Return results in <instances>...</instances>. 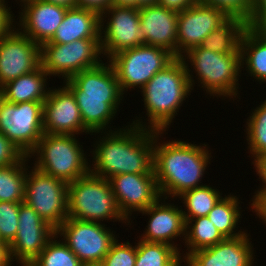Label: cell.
I'll return each mask as SVG.
<instances>
[{"label": "cell", "instance_id": "23", "mask_svg": "<svg viewBox=\"0 0 266 266\" xmlns=\"http://www.w3.org/2000/svg\"><path fill=\"white\" fill-rule=\"evenodd\" d=\"M101 16L85 8H68L54 36L45 43L66 44L84 38H101Z\"/></svg>", "mask_w": 266, "mask_h": 266}, {"label": "cell", "instance_id": "34", "mask_svg": "<svg viewBox=\"0 0 266 266\" xmlns=\"http://www.w3.org/2000/svg\"><path fill=\"white\" fill-rule=\"evenodd\" d=\"M20 203L0 201V240L10 244L18 231Z\"/></svg>", "mask_w": 266, "mask_h": 266}, {"label": "cell", "instance_id": "7", "mask_svg": "<svg viewBox=\"0 0 266 266\" xmlns=\"http://www.w3.org/2000/svg\"><path fill=\"white\" fill-rule=\"evenodd\" d=\"M185 54L180 58L185 63L190 60L201 88L203 87L207 94L230 99L237 97L239 73L242 71L241 53L222 54L196 46Z\"/></svg>", "mask_w": 266, "mask_h": 266}, {"label": "cell", "instance_id": "43", "mask_svg": "<svg viewBox=\"0 0 266 266\" xmlns=\"http://www.w3.org/2000/svg\"><path fill=\"white\" fill-rule=\"evenodd\" d=\"M254 164V168L256 169V173L261 178L263 184L255 193H266V156L257 159L256 161L252 162Z\"/></svg>", "mask_w": 266, "mask_h": 266}, {"label": "cell", "instance_id": "1", "mask_svg": "<svg viewBox=\"0 0 266 266\" xmlns=\"http://www.w3.org/2000/svg\"><path fill=\"white\" fill-rule=\"evenodd\" d=\"M141 123L139 118L126 129L103 132L105 137L100 136L95 150L90 151L94 162L93 167L89 165L90 173L107 180L124 173L154 174V134L157 131Z\"/></svg>", "mask_w": 266, "mask_h": 266}, {"label": "cell", "instance_id": "16", "mask_svg": "<svg viewBox=\"0 0 266 266\" xmlns=\"http://www.w3.org/2000/svg\"><path fill=\"white\" fill-rule=\"evenodd\" d=\"M15 30V31H14ZM41 66L40 45L13 28L0 38V88Z\"/></svg>", "mask_w": 266, "mask_h": 266}, {"label": "cell", "instance_id": "35", "mask_svg": "<svg viewBox=\"0 0 266 266\" xmlns=\"http://www.w3.org/2000/svg\"><path fill=\"white\" fill-rule=\"evenodd\" d=\"M118 241L116 239L112 243L109 252L102 261L103 266H135L136 244L132 246L128 241L124 243Z\"/></svg>", "mask_w": 266, "mask_h": 266}, {"label": "cell", "instance_id": "21", "mask_svg": "<svg viewBox=\"0 0 266 266\" xmlns=\"http://www.w3.org/2000/svg\"><path fill=\"white\" fill-rule=\"evenodd\" d=\"M247 234L194 251L186 260L192 266H253L254 251Z\"/></svg>", "mask_w": 266, "mask_h": 266}, {"label": "cell", "instance_id": "37", "mask_svg": "<svg viewBox=\"0 0 266 266\" xmlns=\"http://www.w3.org/2000/svg\"><path fill=\"white\" fill-rule=\"evenodd\" d=\"M24 154L0 132V167L16 164Z\"/></svg>", "mask_w": 266, "mask_h": 266}, {"label": "cell", "instance_id": "38", "mask_svg": "<svg viewBox=\"0 0 266 266\" xmlns=\"http://www.w3.org/2000/svg\"><path fill=\"white\" fill-rule=\"evenodd\" d=\"M247 28L263 35L266 33V0H254L253 12L247 20Z\"/></svg>", "mask_w": 266, "mask_h": 266}, {"label": "cell", "instance_id": "46", "mask_svg": "<svg viewBox=\"0 0 266 266\" xmlns=\"http://www.w3.org/2000/svg\"><path fill=\"white\" fill-rule=\"evenodd\" d=\"M46 2H50L52 4L61 5L66 8H74L76 7V0H44Z\"/></svg>", "mask_w": 266, "mask_h": 266}, {"label": "cell", "instance_id": "29", "mask_svg": "<svg viewBox=\"0 0 266 266\" xmlns=\"http://www.w3.org/2000/svg\"><path fill=\"white\" fill-rule=\"evenodd\" d=\"M27 160L24 155L16 164L0 167V201L24 202Z\"/></svg>", "mask_w": 266, "mask_h": 266}, {"label": "cell", "instance_id": "30", "mask_svg": "<svg viewBox=\"0 0 266 266\" xmlns=\"http://www.w3.org/2000/svg\"><path fill=\"white\" fill-rule=\"evenodd\" d=\"M138 241L135 266H175L181 260V253L173 246L141 239Z\"/></svg>", "mask_w": 266, "mask_h": 266}, {"label": "cell", "instance_id": "40", "mask_svg": "<svg viewBox=\"0 0 266 266\" xmlns=\"http://www.w3.org/2000/svg\"><path fill=\"white\" fill-rule=\"evenodd\" d=\"M113 5V0H76V7L85 8L100 16Z\"/></svg>", "mask_w": 266, "mask_h": 266}, {"label": "cell", "instance_id": "10", "mask_svg": "<svg viewBox=\"0 0 266 266\" xmlns=\"http://www.w3.org/2000/svg\"><path fill=\"white\" fill-rule=\"evenodd\" d=\"M24 202L57 229L68 218V183L33 166L27 169Z\"/></svg>", "mask_w": 266, "mask_h": 266}, {"label": "cell", "instance_id": "15", "mask_svg": "<svg viewBox=\"0 0 266 266\" xmlns=\"http://www.w3.org/2000/svg\"><path fill=\"white\" fill-rule=\"evenodd\" d=\"M230 16L223 10L197 2L178 12L176 57L200 46L213 30L223 25Z\"/></svg>", "mask_w": 266, "mask_h": 266}, {"label": "cell", "instance_id": "47", "mask_svg": "<svg viewBox=\"0 0 266 266\" xmlns=\"http://www.w3.org/2000/svg\"><path fill=\"white\" fill-rule=\"evenodd\" d=\"M83 266H103L102 263H87V264H83Z\"/></svg>", "mask_w": 266, "mask_h": 266}, {"label": "cell", "instance_id": "33", "mask_svg": "<svg viewBox=\"0 0 266 266\" xmlns=\"http://www.w3.org/2000/svg\"><path fill=\"white\" fill-rule=\"evenodd\" d=\"M57 237L55 234L28 266H83L63 240H55Z\"/></svg>", "mask_w": 266, "mask_h": 266}, {"label": "cell", "instance_id": "44", "mask_svg": "<svg viewBox=\"0 0 266 266\" xmlns=\"http://www.w3.org/2000/svg\"><path fill=\"white\" fill-rule=\"evenodd\" d=\"M159 0H113V5L141 8L158 4Z\"/></svg>", "mask_w": 266, "mask_h": 266}, {"label": "cell", "instance_id": "31", "mask_svg": "<svg viewBox=\"0 0 266 266\" xmlns=\"http://www.w3.org/2000/svg\"><path fill=\"white\" fill-rule=\"evenodd\" d=\"M221 195L219 190L217 191L208 185L188 190L179 195L178 198L181 197L180 200L184 201L185 210L187 209V212L182 209L185 222L189 219L207 216L222 198Z\"/></svg>", "mask_w": 266, "mask_h": 266}, {"label": "cell", "instance_id": "39", "mask_svg": "<svg viewBox=\"0 0 266 266\" xmlns=\"http://www.w3.org/2000/svg\"><path fill=\"white\" fill-rule=\"evenodd\" d=\"M6 5V3H0V38L15 28L13 22L15 23L16 21H14L13 13L10 11L11 8Z\"/></svg>", "mask_w": 266, "mask_h": 266}, {"label": "cell", "instance_id": "28", "mask_svg": "<svg viewBox=\"0 0 266 266\" xmlns=\"http://www.w3.org/2000/svg\"><path fill=\"white\" fill-rule=\"evenodd\" d=\"M228 196V197H227ZM222 197L207 215L208 219L212 221L214 226L225 238H236L246 232L237 231L238 221L241 218V211L239 207V199L233 194ZM236 230V231H234Z\"/></svg>", "mask_w": 266, "mask_h": 266}, {"label": "cell", "instance_id": "42", "mask_svg": "<svg viewBox=\"0 0 266 266\" xmlns=\"http://www.w3.org/2000/svg\"><path fill=\"white\" fill-rule=\"evenodd\" d=\"M197 2L198 0H159L158 4L167 9L180 12L191 7Z\"/></svg>", "mask_w": 266, "mask_h": 266}, {"label": "cell", "instance_id": "25", "mask_svg": "<svg viewBox=\"0 0 266 266\" xmlns=\"http://www.w3.org/2000/svg\"><path fill=\"white\" fill-rule=\"evenodd\" d=\"M240 51L241 68L245 65L251 77L266 82V36L247 28L241 38Z\"/></svg>", "mask_w": 266, "mask_h": 266}, {"label": "cell", "instance_id": "45", "mask_svg": "<svg viewBox=\"0 0 266 266\" xmlns=\"http://www.w3.org/2000/svg\"><path fill=\"white\" fill-rule=\"evenodd\" d=\"M11 262L9 245L0 241V266H11Z\"/></svg>", "mask_w": 266, "mask_h": 266}, {"label": "cell", "instance_id": "12", "mask_svg": "<svg viewBox=\"0 0 266 266\" xmlns=\"http://www.w3.org/2000/svg\"><path fill=\"white\" fill-rule=\"evenodd\" d=\"M93 221L67 218L57 229L70 250L83 263H102L112 243L118 238L111 229Z\"/></svg>", "mask_w": 266, "mask_h": 266}, {"label": "cell", "instance_id": "11", "mask_svg": "<svg viewBox=\"0 0 266 266\" xmlns=\"http://www.w3.org/2000/svg\"><path fill=\"white\" fill-rule=\"evenodd\" d=\"M43 103H10L0 98V132L29 156L43 132Z\"/></svg>", "mask_w": 266, "mask_h": 266}, {"label": "cell", "instance_id": "24", "mask_svg": "<svg viewBox=\"0 0 266 266\" xmlns=\"http://www.w3.org/2000/svg\"><path fill=\"white\" fill-rule=\"evenodd\" d=\"M47 72L40 66L0 88L1 98L10 103L44 102L50 91L46 87Z\"/></svg>", "mask_w": 266, "mask_h": 266}, {"label": "cell", "instance_id": "2", "mask_svg": "<svg viewBox=\"0 0 266 266\" xmlns=\"http://www.w3.org/2000/svg\"><path fill=\"white\" fill-rule=\"evenodd\" d=\"M163 133L157 131L154 134L153 171L164 200L204 186L200 181L210 163L211 153L206 144L197 146L181 140L158 143L159 135Z\"/></svg>", "mask_w": 266, "mask_h": 266}, {"label": "cell", "instance_id": "36", "mask_svg": "<svg viewBox=\"0 0 266 266\" xmlns=\"http://www.w3.org/2000/svg\"><path fill=\"white\" fill-rule=\"evenodd\" d=\"M199 3L223 9L230 17L248 20L253 12L254 0H198Z\"/></svg>", "mask_w": 266, "mask_h": 266}, {"label": "cell", "instance_id": "4", "mask_svg": "<svg viewBox=\"0 0 266 266\" xmlns=\"http://www.w3.org/2000/svg\"><path fill=\"white\" fill-rule=\"evenodd\" d=\"M189 69L188 63L176 57L141 88L150 124L148 129L165 132L169 128L183 101L194 88V78Z\"/></svg>", "mask_w": 266, "mask_h": 266}, {"label": "cell", "instance_id": "6", "mask_svg": "<svg viewBox=\"0 0 266 266\" xmlns=\"http://www.w3.org/2000/svg\"><path fill=\"white\" fill-rule=\"evenodd\" d=\"M75 135L44 133L28 156L34 155V167L45 174L70 183L90 172L88 159Z\"/></svg>", "mask_w": 266, "mask_h": 266}, {"label": "cell", "instance_id": "26", "mask_svg": "<svg viewBox=\"0 0 266 266\" xmlns=\"http://www.w3.org/2000/svg\"><path fill=\"white\" fill-rule=\"evenodd\" d=\"M246 29V20L240 17H230L218 29L208 34L200 46L216 53H241L240 42Z\"/></svg>", "mask_w": 266, "mask_h": 266}, {"label": "cell", "instance_id": "32", "mask_svg": "<svg viewBox=\"0 0 266 266\" xmlns=\"http://www.w3.org/2000/svg\"><path fill=\"white\" fill-rule=\"evenodd\" d=\"M246 140L253 162L266 156V100L247 119Z\"/></svg>", "mask_w": 266, "mask_h": 266}, {"label": "cell", "instance_id": "3", "mask_svg": "<svg viewBox=\"0 0 266 266\" xmlns=\"http://www.w3.org/2000/svg\"><path fill=\"white\" fill-rule=\"evenodd\" d=\"M63 83L74 94L84 127L92 135L106 132L124 95L111 63L102 62L73 75Z\"/></svg>", "mask_w": 266, "mask_h": 266}, {"label": "cell", "instance_id": "17", "mask_svg": "<svg viewBox=\"0 0 266 266\" xmlns=\"http://www.w3.org/2000/svg\"><path fill=\"white\" fill-rule=\"evenodd\" d=\"M108 180L118 208L128 221L132 212L146 210L161 198L154 174L124 173Z\"/></svg>", "mask_w": 266, "mask_h": 266}, {"label": "cell", "instance_id": "18", "mask_svg": "<svg viewBox=\"0 0 266 266\" xmlns=\"http://www.w3.org/2000/svg\"><path fill=\"white\" fill-rule=\"evenodd\" d=\"M43 132L76 135L90 132L84 127L80 109L73 92L64 84L50 89L43 103Z\"/></svg>", "mask_w": 266, "mask_h": 266}, {"label": "cell", "instance_id": "14", "mask_svg": "<svg viewBox=\"0 0 266 266\" xmlns=\"http://www.w3.org/2000/svg\"><path fill=\"white\" fill-rule=\"evenodd\" d=\"M18 231L9 244L12 262L28 266L56 234V229L44 221L26 202L19 205ZM15 260H14V258Z\"/></svg>", "mask_w": 266, "mask_h": 266}, {"label": "cell", "instance_id": "20", "mask_svg": "<svg viewBox=\"0 0 266 266\" xmlns=\"http://www.w3.org/2000/svg\"><path fill=\"white\" fill-rule=\"evenodd\" d=\"M178 12L159 4L139 8L144 45L162 47L176 57Z\"/></svg>", "mask_w": 266, "mask_h": 266}, {"label": "cell", "instance_id": "13", "mask_svg": "<svg viewBox=\"0 0 266 266\" xmlns=\"http://www.w3.org/2000/svg\"><path fill=\"white\" fill-rule=\"evenodd\" d=\"M106 17L109 18L104 26ZM100 30L102 53L108 59L122 50L144 45L140 32L139 8L112 5L101 15Z\"/></svg>", "mask_w": 266, "mask_h": 266}, {"label": "cell", "instance_id": "27", "mask_svg": "<svg viewBox=\"0 0 266 266\" xmlns=\"http://www.w3.org/2000/svg\"><path fill=\"white\" fill-rule=\"evenodd\" d=\"M193 222V223H192ZM226 238L217 230L207 216L197 217L186 221L185 245H187L186 259L191 253L199 249L214 246Z\"/></svg>", "mask_w": 266, "mask_h": 266}, {"label": "cell", "instance_id": "49", "mask_svg": "<svg viewBox=\"0 0 266 266\" xmlns=\"http://www.w3.org/2000/svg\"><path fill=\"white\" fill-rule=\"evenodd\" d=\"M6 1L5 0H0V3H5Z\"/></svg>", "mask_w": 266, "mask_h": 266}, {"label": "cell", "instance_id": "8", "mask_svg": "<svg viewBox=\"0 0 266 266\" xmlns=\"http://www.w3.org/2000/svg\"><path fill=\"white\" fill-rule=\"evenodd\" d=\"M176 57L168 50L150 45L128 48L111 56L108 62L115 70L122 93L128 89H141L157 72L163 70Z\"/></svg>", "mask_w": 266, "mask_h": 266}, {"label": "cell", "instance_id": "9", "mask_svg": "<svg viewBox=\"0 0 266 266\" xmlns=\"http://www.w3.org/2000/svg\"><path fill=\"white\" fill-rule=\"evenodd\" d=\"M40 48L42 68L49 76H62L64 81L102 63L100 38H84L66 44L43 43Z\"/></svg>", "mask_w": 266, "mask_h": 266}, {"label": "cell", "instance_id": "5", "mask_svg": "<svg viewBox=\"0 0 266 266\" xmlns=\"http://www.w3.org/2000/svg\"><path fill=\"white\" fill-rule=\"evenodd\" d=\"M68 218L130 223L118 208L109 180L90 172L68 183Z\"/></svg>", "mask_w": 266, "mask_h": 266}, {"label": "cell", "instance_id": "19", "mask_svg": "<svg viewBox=\"0 0 266 266\" xmlns=\"http://www.w3.org/2000/svg\"><path fill=\"white\" fill-rule=\"evenodd\" d=\"M20 2L24 9L19 12L17 29L40 46L48 42L62 23L68 8L44 0H20Z\"/></svg>", "mask_w": 266, "mask_h": 266}, {"label": "cell", "instance_id": "41", "mask_svg": "<svg viewBox=\"0 0 266 266\" xmlns=\"http://www.w3.org/2000/svg\"><path fill=\"white\" fill-rule=\"evenodd\" d=\"M251 208L254 209L256 215L266 223V193H255L252 199Z\"/></svg>", "mask_w": 266, "mask_h": 266}, {"label": "cell", "instance_id": "22", "mask_svg": "<svg viewBox=\"0 0 266 266\" xmlns=\"http://www.w3.org/2000/svg\"><path fill=\"white\" fill-rule=\"evenodd\" d=\"M162 197L141 211L142 215H150V219L144 235L139 238L147 242L165 243L173 246L179 253L180 249L174 245L173 239L183 237L185 239L186 222L182 209L171 203H162ZM181 235V236H180Z\"/></svg>", "mask_w": 266, "mask_h": 266}, {"label": "cell", "instance_id": "48", "mask_svg": "<svg viewBox=\"0 0 266 266\" xmlns=\"http://www.w3.org/2000/svg\"><path fill=\"white\" fill-rule=\"evenodd\" d=\"M183 261L187 262V264H186L187 266H192L188 260H186V259L184 260L183 259ZM181 263H182V261L180 260L175 266H181Z\"/></svg>", "mask_w": 266, "mask_h": 266}]
</instances>
